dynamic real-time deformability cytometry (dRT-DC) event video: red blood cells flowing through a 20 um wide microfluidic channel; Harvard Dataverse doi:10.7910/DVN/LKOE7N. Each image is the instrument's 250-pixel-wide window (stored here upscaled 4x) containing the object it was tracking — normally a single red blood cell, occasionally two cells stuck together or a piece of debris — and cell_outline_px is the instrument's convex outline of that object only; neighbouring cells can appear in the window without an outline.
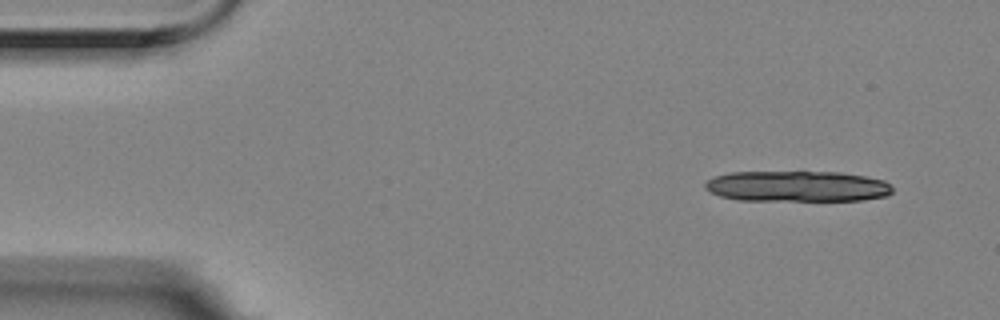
{"species": "Egyptian fruit bat (a non-hibernating species)", "species_latin": "Rousettus aegyptiacus", "temperature_condition": "room temperature", "stored_images_in_passage": 3, "camera_frame_rate_fps": 3000, "um_per_image_px": 0.085, "animal": {"sex": "female"}, "frame": {"image": 1, "passage_image": 1, "time_ms": 0.0, "image_size_px": [1000, 320], "cell_outline_px": [[892, 192], [888, 196], [864, 200], [740, 200], [720, 196], [704, 188], [704, 184], [708, 180], [716, 176], [732, 172], [840, 172], [864, 176], [884, 180], [892, 188]], "centroid_in_image_um": [67.78, 15.83], "position_along_channel_um": 17.2, "area_um2": 33.52}}